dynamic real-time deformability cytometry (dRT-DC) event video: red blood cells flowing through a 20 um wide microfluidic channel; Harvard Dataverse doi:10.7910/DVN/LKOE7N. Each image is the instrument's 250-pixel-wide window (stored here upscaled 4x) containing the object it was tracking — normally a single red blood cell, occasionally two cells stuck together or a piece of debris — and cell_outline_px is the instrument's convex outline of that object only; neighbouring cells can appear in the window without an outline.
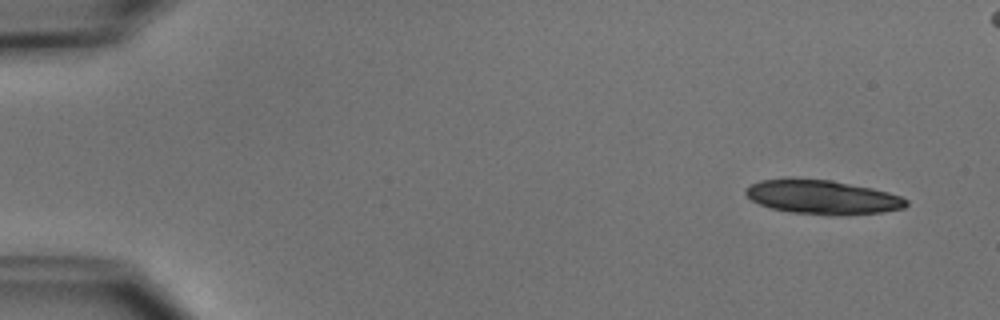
{"species": "common noctule bat (a hibernating species)", "species_latin": "Nyctalus noctula", "temperature_condition": "cold", "stored_images_in_passage": 5, "camera_frame_rate_fps": 3000, "um_per_image_px": 0.085, "animal": {"sex": "male", "body_mass_g": 15.6}, "frame": {"image": 1, "passage_image": 1, "time_ms": 0.0, "image_size_px": [1000, 320], "cell_outline_px": [[908, 204], [904, 208], [880, 212], [844, 216], [832, 216], [792, 212], [772, 208], [760, 204], [752, 200], [744, 192], [744, 188], [760, 180], [788, 176], [792, 176], [832, 180], [872, 188], [888, 192], [900, 196], [908, 200]], "centroid_in_image_um": [69.87, 16.73], "position_along_channel_um": 15.1, "area_um2": 32.6}}